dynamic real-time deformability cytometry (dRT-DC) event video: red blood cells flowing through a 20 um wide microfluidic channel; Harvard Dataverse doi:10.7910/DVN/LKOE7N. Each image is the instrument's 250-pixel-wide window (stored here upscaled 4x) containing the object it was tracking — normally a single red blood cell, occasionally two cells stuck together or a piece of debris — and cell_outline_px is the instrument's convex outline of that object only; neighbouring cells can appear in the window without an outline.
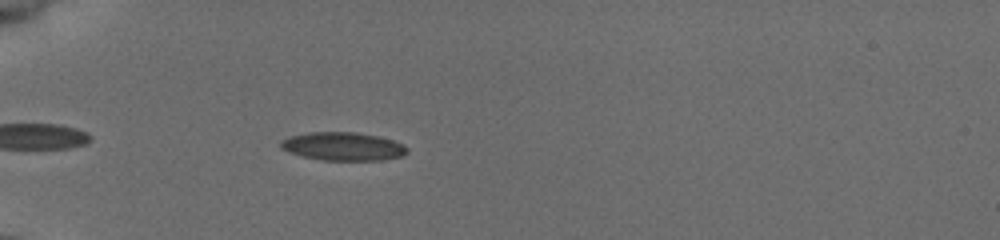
{"species": "common noctule bat (a hibernating species)", "species_latin": "Nyctalus noctula", "temperature_condition": "cold", "stored_images_in_passage": 22, "camera_frame_rate_fps": 3000, "um_per_image_px": 0.085, "animal": {"sex": "female", "body_mass_g": 19.5, "forearm_length_mm": 54.1}, "frame": {"image": 1, "passage_image": 5, "time_ms": 1.333, "image_size_px": [1000, 240], "cell_outline_px": [[408, 152], [400, 156], [384, 160], [324, 160], [304, 156], [288, 152], [280, 148], [280, 140], [288, 136], [308, 132], [356, 132], [380, 136], [404, 144], [408, 148]], "centroid_in_image_um": [29.15, 12.43], "position_along_channel_um": 55.9, "area_um2": 20.98}}
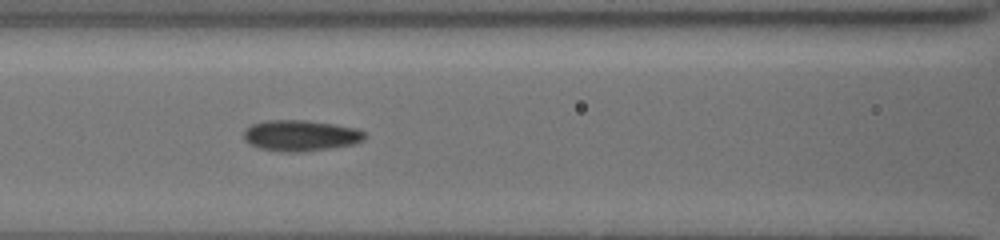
{"frame": {"image": 2, "passage_image": 13, "time_ms": 4.0, "image_size_px": [1000, 240], "cell_outline_px": [[368, 136], [364, 140], [356, 144], [300, 152], [280, 152], [260, 148], [248, 144], [244, 140], [244, 128], [252, 124], [268, 120], [304, 120], [332, 124], [356, 128], [368, 132]], "centroid_in_image_um": [25.57, 11.53], "position_along_channel_um": 141.0, "area_um2": 22.08}}
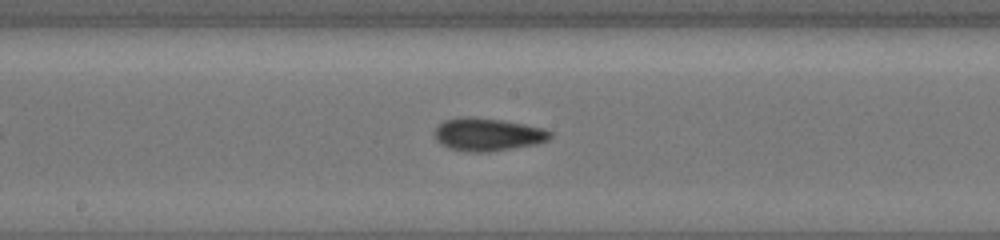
{"frame": {"image": 3, "passage_image": 18, "time_ms": 5.667, "image_size_px": [1000, 240], "cell_outline_px": [[552, 136], [548, 140], [536, 144], [488, 152], [468, 152], [448, 148], [440, 144], [436, 140], [432, 132], [444, 120], [456, 116], [472, 116], [504, 120], [544, 128], [552, 132]], "centroid_in_image_um": [41.41, 11.41], "position_along_channel_um": 206.8, "area_um2": 22.54}}